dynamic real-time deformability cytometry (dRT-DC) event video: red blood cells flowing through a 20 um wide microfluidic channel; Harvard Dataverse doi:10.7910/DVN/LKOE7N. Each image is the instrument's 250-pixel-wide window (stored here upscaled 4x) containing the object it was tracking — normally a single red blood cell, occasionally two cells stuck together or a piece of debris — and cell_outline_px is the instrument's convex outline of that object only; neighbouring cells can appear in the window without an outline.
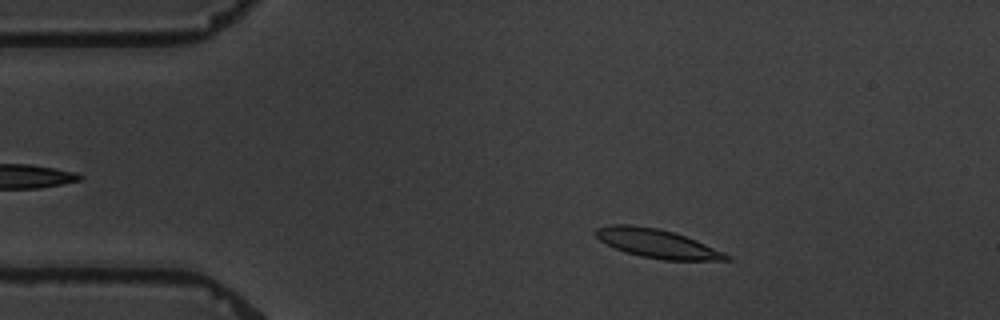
{"species": "common noctule bat (a hibernating species)", "species_latin": "Nyctalus noctula", "temperature_condition": "warm", "stored_images_in_passage": 5, "camera_frame_rate_fps": 3000, "um_per_image_px": 0.085, "animal": {"sex": "male", "body_mass_g": 19.5, "forearm_length_mm": 54.6}, "frame": {"image": 1, "passage_image": 2, "time_ms": 1.333, "image_size_px": [1000, 320], "cell_outline_px": [[732, 260], [664, 260], [640, 256], [624, 252], [600, 240], [596, 236], [596, 228], [612, 224], [632, 224], [660, 228], [696, 240], [724, 252], [732, 256]], "centroid_in_image_um": [55.87, 20.69], "position_along_channel_um": 29.1, "area_um2": 21.85}}
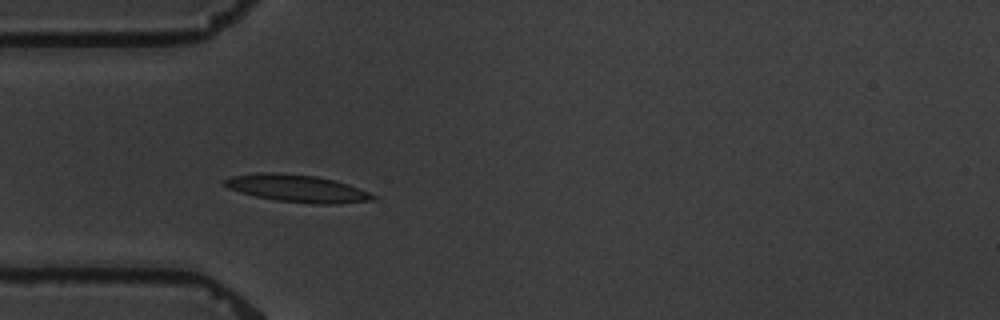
{"frame": {"image": 2, "passage_image": 4, "time_ms": 3.667, "image_size_px": [1000, 320], "cell_outline_px": [[376, 200], [336, 204], [312, 204], [276, 200], [256, 196], [240, 192], [228, 188], [224, 184], [224, 180], [232, 176], [256, 172], [264, 172], [316, 176], [336, 180], [348, 184], [368, 192], [376, 196]], "centroid_in_image_um": [25.28, 16.02], "position_along_channel_um": 59.7, "area_um2": 23.52}}
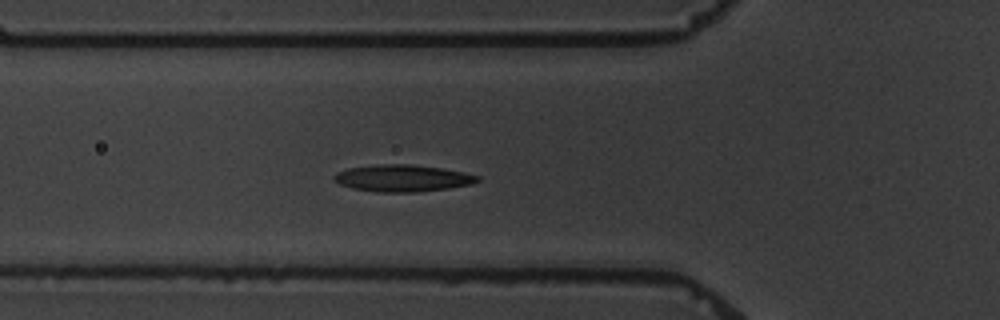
{"frame": {"image": 3, "passage_image": 5, "time_ms": 4.667, "image_size_px": [1000, 320], "cell_outline_px": [[480, 180], [472, 184], [448, 188], [416, 192], [376, 192], [352, 188], [340, 184], [332, 180], [332, 176], [336, 172], [348, 168], [376, 164], [408, 164], [440, 168], [464, 172], [480, 176]], "centroid_in_image_um": [34.18, 15.14], "position_along_channel_um": 91.6, "area_um2": 22.54}}